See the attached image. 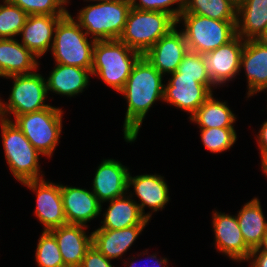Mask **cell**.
<instances>
[{
  "label": "cell",
  "instance_id": "6da1fadb",
  "mask_svg": "<svg viewBox=\"0 0 267 267\" xmlns=\"http://www.w3.org/2000/svg\"><path fill=\"white\" fill-rule=\"evenodd\" d=\"M164 77L144 56L133 66L123 89L119 92L127 103L122 130L125 142H135L151 107L157 101H163V81H166Z\"/></svg>",
  "mask_w": 267,
  "mask_h": 267
},
{
  "label": "cell",
  "instance_id": "7a4b0ae2",
  "mask_svg": "<svg viewBox=\"0 0 267 267\" xmlns=\"http://www.w3.org/2000/svg\"><path fill=\"white\" fill-rule=\"evenodd\" d=\"M141 56L119 39L97 40L93 48L91 75L119 93Z\"/></svg>",
  "mask_w": 267,
  "mask_h": 267
},
{
  "label": "cell",
  "instance_id": "3957f363",
  "mask_svg": "<svg viewBox=\"0 0 267 267\" xmlns=\"http://www.w3.org/2000/svg\"><path fill=\"white\" fill-rule=\"evenodd\" d=\"M2 146L6 164L12 176L21 183L45 178L41 170L40 154L17 125L0 118Z\"/></svg>",
  "mask_w": 267,
  "mask_h": 267
},
{
  "label": "cell",
  "instance_id": "277c9868",
  "mask_svg": "<svg viewBox=\"0 0 267 267\" xmlns=\"http://www.w3.org/2000/svg\"><path fill=\"white\" fill-rule=\"evenodd\" d=\"M95 42L69 12L56 25L50 54L57 64L91 71Z\"/></svg>",
  "mask_w": 267,
  "mask_h": 267
},
{
  "label": "cell",
  "instance_id": "5b68a950",
  "mask_svg": "<svg viewBox=\"0 0 267 267\" xmlns=\"http://www.w3.org/2000/svg\"><path fill=\"white\" fill-rule=\"evenodd\" d=\"M130 9V0L95 2L78 10L75 20L96 41L119 39Z\"/></svg>",
  "mask_w": 267,
  "mask_h": 267
},
{
  "label": "cell",
  "instance_id": "8992f818",
  "mask_svg": "<svg viewBox=\"0 0 267 267\" xmlns=\"http://www.w3.org/2000/svg\"><path fill=\"white\" fill-rule=\"evenodd\" d=\"M176 26L177 21L168 13L131 7L119 40L143 56Z\"/></svg>",
  "mask_w": 267,
  "mask_h": 267
},
{
  "label": "cell",
  "instance_id": "52a82bcc",
  "mask_svg": "<svg viewBox=\"0 0 267 267\" xmlns=\"http://www.w3.org/2000/svg\"><path fill=\"white\" fill-rule=\"evenodd\" d=\"M237 20H213L196 14H180L177 26L185 36L188 50L199 54L211 52L236 36Z\"/></svg>",
  "mask_w": 267,
  "mask_h": 267
},
{
  "label": "cell",
  "instance_id": "ba28073f",
  "mask_svg": "<svg viewBox=\"0 0 267 267\" xmlns=\"http://www.w3.org/2000/svg\"><path fill=\"white\" fill-rule=\"evenodd\" d=\"M63 113L62 108L51 105L39 111L18 115L12 121L36 150L50 159L61 142Z\"/></svg>",
  "mask_w": 267,
  "mask_h": 267
},
{
  "label": "cell",
  "instance_id": "9c48e42d",
  "mask_svg": "<svg viewBox=\"0 0 267 267\" xmlns=\"http://www.w3.org/2000/svg\"><path fill=\"white\" fill-rule=\"evenodd\" d=\"M43 74L36 70L30 74L13 75L12 88L8 100L0 99V118L10 120L18 115L31 113L50 107L47 99V83ZM2 98V97H0ZM12 115L13 118H10Z\"/></svg>",
  "mask_w": 267,
  "mask_h": 267
},
{
  "label": "cell",
  "instance_id": "30bf717a",
  "mask_svg": "<svg viewBox=\"0 0 267 267\" xmlns=\"http://www.w3.org/2000/svg\"><path fill=\"white\" fill-rule=\"evenodd\" d=\"M22 185L36 195L35 217L43 225V231L67 225L61 195V184L48 179L30 180Z\"/></svg>",
  "mask_w": 267,
  "mask_h": 267
},
{
  "label": "cell",
  "instance_id": "8fae6325",
  "mask_svg": "<svg viewBox=\"0 0 267 267\" xmlns=\"http://www.w3.org/2000/svg\"><path fill=\"white\" fill-rule=\"evenodd\" d=\"M128 192L133 199L137 197L134 201L139 200V203L137 202L139 209L148 220H151L153 213L162 211L170 201L169 186L164 176L156 173L132 176L129 171ZM146 207L151 211L146 213L144 210Z\"/></svg>",
  "mask_w": 267,
  "mask_h": 267
},
{
  "label": "cell",
  "instance_id": "7c38bea8",
  "mask_svg": "<svg viewBox=\"0 0 267 267\" xmlns=\"http://www.w3.org/2000/svg\"><path fill=\"white\" fill-rule=\"evenodd\" d=\"M244 44L245 40L236 35L227 44L202 54L207 72L216 88L225 86L226 83L228 86L229 81L235 80L242 72L240 63Z\"/></svg>",
  "mask_w": 267,
  "mask_h": 267
},
{
  "label": "cell",
  "instance_id": "4fadbf2b",
  "mask_svg": "<svg viewBox=\"0 0 267 267\" xmlns=\"http://www.w3.org/2000/svg\"><path fill=\"white\" fill-rule=\"evenodd\" d=\"M167 83L164 84L163 103L183 110L189 115L188 119L210 97L212 92L197 78L181 77L180 73L168 74Z\"/></svg>",
  "mask_w": 267,
  "mask_h": 267
},
{
  "label": "cell",
  "instance_id": "5bb4252c",
  "mask_svg": "<svg viewBox=\"0 0 267 267\" xmlns=\"http://www.w3.org/2000/svg\"><path fill=\"white\" fill-rule=\"evenodd\" d=\"M212 229L214 231V248L218 253L229 257L235 262H245L251 253V249L243 239L236 214H225L213 210Z\"/></svg>",
  "mask_w": 267,
  "mask_h": 267
},
{
  "label": "cell",
  "instance_id": "9a60e30c",
  "mask_svg": "<svg viewBox=\"0 0 267 267\" xmlns=\"http://www.w3.org/2000/svg\"><path fill=\"white\" fill-rule=\"evenodd\" d=\"M130 168L123 165L119 160L106 158L96 168L92 180V192L101 203L122 197L128 193V174Z\"/></svg>",
  "mask_w": 267,
  "mask_h": 267
},
{
  "label": "cell",
  "instance_id": "2e32d148",
  "mask_svg": "<svg viewBox=\"0 0 267 267\" xmlns=\"http://www.w3.org/2000/svg\"><path fill=\"white\" fill-rule=\"evenodd\" d=\"M176 26L156 42L143 56L162 75L176 72L189 51L183 32Z\"/></svg>",
  "mask_w": 267,
  "mask_h": 267
},
{
  "label": "cell",
  "instance_id": "e0dca14e",
  "mask_svg": "<svg viewBox=\"0 0 267 267\" xmlns=\"http://www.w3.org/2000/svg\"><path fill=\"white\" fill-rule=\"evenodd\" d=\"M61 195L67 224L84 225L101 216V203L89 189L63 185Z\"/></svg>",
  "mask_w": 267,
  "mask_h": 267
},
{
  "label": "cell",
  "instance_id": "ac0fdd59",
  "mask_svg": "<svg viewBox=\"0 0 267 267\" xmlns=\"http://www.w3.org/2000/svg\"><path fill=\"white\" fill-rule=\"evenodd\" d=\"M63 16L65 15H28L19 34L20 43L41 59L50 52L56 25Z\"/></svg>",
  "mask_w": 267,
  "mask_h": 267
},
{
  "label": "cell",
  "instance_id": "d6986e66",
  "mask_svg": "<svg viewBox=\"0 0 267 267\" xmlns=\"http://www.w3.org/2000/svg\"><path fill=\"white\" fill-rule=\"evenodd\" d=\"M84 225L67 224L50 232L55 236L57 245L66 267H80L87 250L92 246V232Z\"/></svg>",
  "mask_w": 267,
  "mask_h": 267
},
{
  "label": "cell",
  "instance_id": "ffe728a7",
  "mask_svg": "<svg viewBox=\"0 0 267 267\" xmlns=\"http://www.w3.org/2000/svg\"><path fill=\"white\" fill-rule=\"evenodd\" d=\"M247 79V98L261 93L267 87V47L256 39L245 40L241 54L240 70Z\"/></svg>",
  "mask_w": 267,
  "mask_h": 267
},
{
  "label": "cell",
  "instance_id": "44dd1931",
  "mask_svg": "<svg viewBox=\"0 0 267 267\" xmlns=\"http://www.w3.org/2000/svg\"><path fill=\"white\" fill-rule=\"evenodd\" d=\"M38 60L17 38L0 39L1 78L33 73L40 69Z\"/></svg>",
  "mask_w": 267,
  "mask_h": 267
},
{
  "label": "cell",
  "instance_id": "7402d4cb",
  "mask_svg": "<svg viewBox=\"0 0 267 267\" xmlns=\"http://www.w3.org/2000/svg\"><path fill=\"white\" fill-rule=\"evenodd\" d=\"M148 224L110 230L97 228L92 232L94 245L109 260L122 259Z\"/></svg>",
  "mask_w": 267,
  "mask_h": 267
},
{
  "label": "cell",
  "instance_id": "603a6c76",
  "mask_svg": "<svg viewBox=\"0 0 267 267\" xmlns=\"http://www.w3.org/2000/svg\"><path fill=\"white\" fill-rule=\"evenodd\" d=\"M46 78L48 95L52 93L66 97H76L90 85L92 76L89 69L55 63Z\"/></svg>",
  "mask_w": 267,
  "mask_h": 267
},
{
  "label": "cell",
  "instance_id": "cb8c5ba5",
  "mask_svg": "<svg viewBox=\"0 0 267 267\" xmlns=\"http://www.w3.org/2000/svg\"><path fill=\"white\" fill-rule=\"evenodd\" d=\"M107 203L109 205L102 214L103 219L98 228L118 230L139 224H149L150 220L141 213L137 201L135 202L128 193Z\"/></svg>",
  "mask_w": 267,
  "mask_h": 267
},
{
  "label": "cell",
  "instance_id": "d4e9b609",
  "mask_svg": "<svg viewBox=\"0 0 267 267\" xmlns=\"http://www.w3.org/2000/svg\"><path fill=\"white\" fill-rule=\"evenodd\" d=\"M237 212V221L246 245L251 250L257 249L267 230V218L264 215L260 199L252 198Z\"/></svg>",
  "mask_w": 267,
  "mask_h": 267
},
{
  "label": "cell",
  "instance_id": "484cf974",
  "mask_svg": "<svg viewBox=\"0 0 267 267\" xmlns=\"http://www.w3.org/2000/svg\"><path fill=\"white\" fill-rule=\"evenodd\" d=\"M213 95L189 118L190 122L198 125L199 129L235 128L237 115L228 106V101L223 102Z\"/></svg>",
  "mask_w": 267,
  "mask_h": 267
},
{
  "label": "cell",
  "instance_id": "4316f807",
  "mask_svg": "<svg viewBox=\"0 0 267 267\" xmlns=\"http://www.w3.org/2000/svg\"><path fill=\"white\" fill-rule=\"evenodd\" d=\"M267 26V0H246L237 10L236 35L257 39Z\"/></svg>",
  "mask_w": 267,
  "mask_h": 267
},
{
  "label": "cell",
  "instance_id": "83f0119b",
  "mask_svg": "<svg viewBox=\"0 0 267 267\" xmlns=\"http://www.w3.org/2000/svg\"><path fill=\"white\" fill-rule=\"evenodd\" d=\"M181 14H196L213 20H237V10L227 0H184Z\"/></svg>",
  "mask_w": 267,
  "mask_h": 267
},
{
  "label": "cell",
  "instance_id": "f1b7e54d",
  "mask_svg": "<svg viewBox=\"0 0 267 267\" xmlns=\"http://www.w3.org/2000/svg\"><path fill=\"white\" fill-rule=\"evenodd\" d=\"M3 2V3H2ZM28 14L8 0L0 2V39H11L19 36Z\"/></svg>",
  "mask_w": 267,
  "mask_h": 267
},
{
  "label": "cell",
  "instance_id": "f546056e",
  "mask_svg": "<svg viewBox=\"0 0 267 267\" xmlns=\"http://www.w3.org/2000/svg\"><path fill=\"white\" fill-rule=\"evenodd\" d=\"M34 255L38 267H66L56 238L50 231H42Z\"/></svg>",
  "mask_w": 267,
  "mask_h": 267
},
{
  "label": "cell",
  "instance_id": "4dcf8cb0",
  "mask_svg": "<svg viewBox=\"0 0 267 267\" xmlns=\"http://www.w3.org/2000/svg\"><path fill=\"white\" fill-rule=\"evenodd\" d=\"M203 146L213 154L227 152L237 141L235 128L200 129Z\"/></svg>",
  "mask_w": 267,
  "mask_h": 267
},
{
  "label": "cell",
  "instance_id": "1f68e13d",
  "mask_svg": "<svg viewBox=\"0 0 267 267\" xmlns=\"http://www.w3.org/2000/svg\"><path fill=\"white\" fill-rule=\"evenodd\" d=\"M176 72L180 73L181 77L197 78V82L205 85L212 93L215 90L214 88H216L207 72L202 54L188 51Z\"/></svg>",
  "mask_w": 267,
  "mask_h": 267
},
{
  "label": "cell",
  "instance_id": "d6a6232c",
  "mask_svg": "<svg viewBox=\"0 0 267 267\" xmlns=\"http://www.w3.org/2000/svg\"><path fill=\"white\" fill-rule=\"evenodd\" d=\"M28 15H67L66 0H8Z\"/></svg>",
  "mask_w": 267,
  "mask_h": 267
},
{
  "label": "cell",
  "instance_id": "836d02e7",
  "mask_svg": "<svg viewBox=\"0 0 267 267\" xmlns=\"http://www.w3.org/2000/svg\"><path fill=\"white\" fill-rule=\"evenodd\" d=\"M132 8L137 10H148L165 12L176 21L184 9V0H130ZM176 5V7H173Z\"/></svg>",
  "mask_w": 267,
  "mask_h": 267
},
{
  "label": "cell",
  "instance_id": "e575fe53",
  "mask_svg": "<svg viewBox=\"0 0 267 267\" xmlns=\"http://www.w3.org/2000/svg\"><path fill=\"white\" fill-rule=\"evenodd\" d=\"M80 267H115L112 261L106 258L94 245H92L83 257Z\"/></svg>",
  "mask_w": 267,
  "mask_h": 267
},
{
  "label": "cell",
  "instance_id": "d590c367",
  "mask_svg": "<svg viewBox=\"0 0 267 267\" xmlns=\"http://www.w3.org/2000/svg\"><path fill=\"white\" fill-rule=\"evenodd\" d=\"M157 255L158 254H156V253L148 255V257H146L147 259L149 258L148 260L152 259V260H155V261H151V262L150 261L149 262L146 261L148 263V265L147 264L146 265L149 266V264H151L150 267H165V266L169 267V265H168V261L169 260L167 258H164V257H160V256L158 257ZM134 259H136V257L133 256L130 259V256H128V258H126V260L125 259L122 260L123 261V265H125L126 267H139V266H137L138 261L134 260ZM139 263H140V261H139ZM145 266H143V267H145Z\"/></svg>",
  "mask_w": 267,
  "mask_h": 267
},
{
  "label": "cell",
  "instance_id": "8d00e7d4",
  "mask_svg": "<svg viewBox=\"0 0 267 267\" xmlns=\"http://www.w3.org/2000/svg\"><path fill=\"white\" fill-rule=\"evenodd\" d=\"M260 127L261 128L256 136V142L258 144V150L260 151V158H263L267 156V119L264 120Z\"/></svg>",
  "mask_w": 267,
  "mask_h": 267
},
{
  "label": "cell",
  "instance_id": "74e56055",
  "mask_svg": "<svg viewBox=\"0 0 267 267\" xmlns=\"http://www.w3.org/2000/svg\"><path fill=\"white\" fill-rule=\"evenodd\" d=\"M246 262H249L250 267H267V252L253 249Z\"/></svg>",
  "mask_w": 267,
  "mask_h": 267
},
{
  "label": "cell",
  "instance_id": "f35d334b",
  "mask_svg": "<svg viewBox=\"0 0 267 267\" xmlns=\"http://www.w3.org/2000/svg\"><path fill=\"white\" fill-rule=\"evenodd\" d=\"M256 40L263 46L267 47V26Z\"/></svg>",
  "mask_w": 267,
  "mask_h": 267
},
{
  "label": "cell",
  "instance_id": "ab89813d",
  "mask_svg": "<svg viewBox=\"0 0 267 267\" xmlns=\"http://www.w3.org/2000/svg\"><path fill=\"white\" fill-rule=\"evenodd\" d=\"M261 162H260V166H261V171L263 172V174L266 176L267 178V156L260 158Z\"/></svg>",
  "mask_w": 267,
  "mask_h": 267
},
{
  "label": "cell",
  "instance_id": "60d3db41",
  "mask_svg": "<svg viewBox=\"0 0 267 267\" xmlns=\"http://www.w3.org/2000/svg\"><path fill=\"white\" fill-rule=\"evenodd\" d=\"M258 249L260 251L267 252V230H266V232L264 234L262 243L260 244V246L258 247Z\"/></svg>",
  "mask_w": 267,
  "mask_h": 267
},
{
  "label": "cell",
  "instance_id": "b9f144b4",
  "mask_svg": "<svg viewBox=\"0 0 267 267\" xmlns=\"http://www.w3.org/2000/svg\"><path fill=\"white\" fill-rule=\"evenodd\" d=\"M231 5H233L236 10H238L245 2L246 0H227Z\"/></svg>",
  "mask_w": 267,
  "mask_h": 267
},
{
  "label": "cell",
  "instance_id": "7bdbcfd3",
  "mask_svg": "<svg viewBox=\"0 0 267 267\" xmlns=\"http://www.w3.org/2000/svg\"><path fill=\"white\" fill-rule=\"evenodd\" d=\"M84 2H103V1H111V0H83ZM70 3V0H66V4L68 6V4Z\"/></svg>",
  "mask_w": 267,
  "mask_h": 267
},
{
  "label": "cell",
  "instance_id": "ee69618b",
  "mask_svg": "<svg viewBox=\"0 0 267 267\" xmlns=\"http://www.w3.org/2000/svg\"><path fill=\"white\" fill-rule=\"evenodd\" d=\"M267 92V87L264 89V90H262L261 92ZM267 101V100H266ZM265 109H267V108H265Z\"/></svg>",
  "mask_w": 267,
  "mask_h": 267
}]
</instances>
